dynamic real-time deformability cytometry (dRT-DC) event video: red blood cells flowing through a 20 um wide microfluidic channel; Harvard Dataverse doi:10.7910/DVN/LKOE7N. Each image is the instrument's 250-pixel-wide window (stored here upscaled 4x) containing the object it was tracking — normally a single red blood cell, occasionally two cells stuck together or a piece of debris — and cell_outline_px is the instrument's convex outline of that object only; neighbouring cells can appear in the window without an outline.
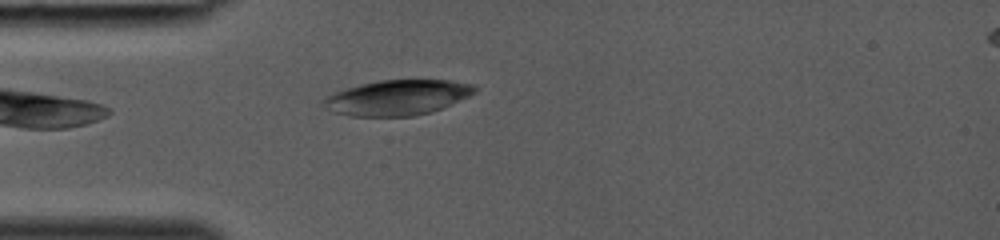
{"species": "common noctule bat (a hibernating species)", "species_latin": "Nyctalus noctula", "temperature_condition": "room temperature", "stored_images_in_passage": 31, "camera_frame_rate_fps": 3000, "um_per_image_px": 0.085, "animal": {"sex": "female", "body_mass_g": 19.0, "forearm_length_mm": 53.3}, "frame": {"image": 1, "passage_image": 3, "time_ms": 0.667, "image_size_px": [1000, 240], "cell_outline_px": [[476, 92], [468, 96], [432, 112], [416, 116], [348, 116], [332, 112], [324, 108], [320, 104], [320, 100], [324, 96], [332, 92], [344, 88], [360, 84], [380, 80], [448, 80], [476, 84]], "centroid_in_image_um": [33.69, 8.29], "position_along_channel_um": 51.3, "area_um2": 31.5}}
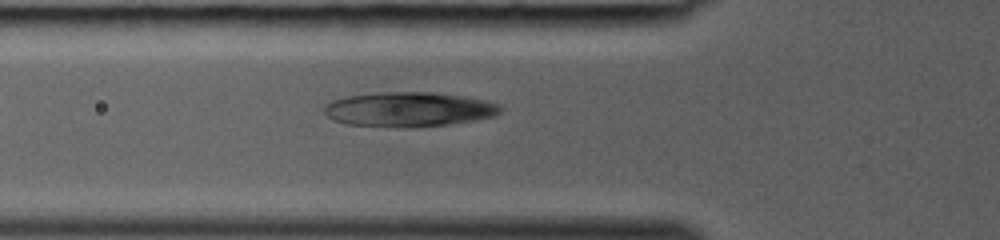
{"frame": {"image": 2, "passage_image": 6, "time_ms": 1.667, "image_size_px": [1000, 240], "cell_outline_px": [[504, 108], [496, 116], [476, 120], [448, 124], [344, 124], [332, 120], [324, 112], [324, 108], [332, 100], [348, 96], [376, 92], [432, 92], [464, 96], [484, 100], [500, 104]], "centroid_in_image_um": [34.81, 9.24], "position_along_channel_um": 91.0, "area_um2": 34.33}}
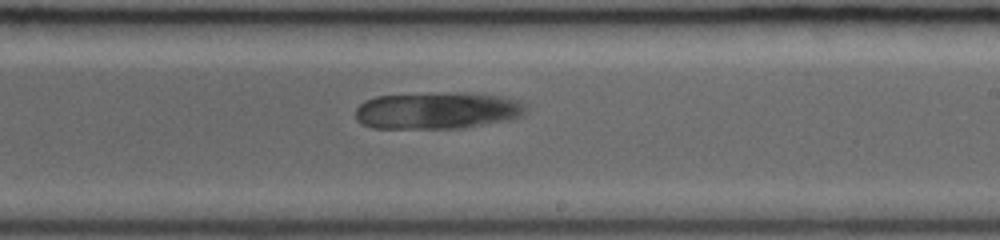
{"frame": {"image": 3, "passage_image": 16, "time_ms": 5.0, "image_size_px": [1000, 240], "cell_outline_px": [[528, 112], [520, 116], [508, 120], [464, 128], [372, 128], [356, 120], [356, 108], [364, 100], [376, 96], [500, 96], [516, 100], [524, 104]], "centroid_in_image_um": [37.13, 9.47], "position_along_channel_um": 251.9, "area_um2": 34.8}}